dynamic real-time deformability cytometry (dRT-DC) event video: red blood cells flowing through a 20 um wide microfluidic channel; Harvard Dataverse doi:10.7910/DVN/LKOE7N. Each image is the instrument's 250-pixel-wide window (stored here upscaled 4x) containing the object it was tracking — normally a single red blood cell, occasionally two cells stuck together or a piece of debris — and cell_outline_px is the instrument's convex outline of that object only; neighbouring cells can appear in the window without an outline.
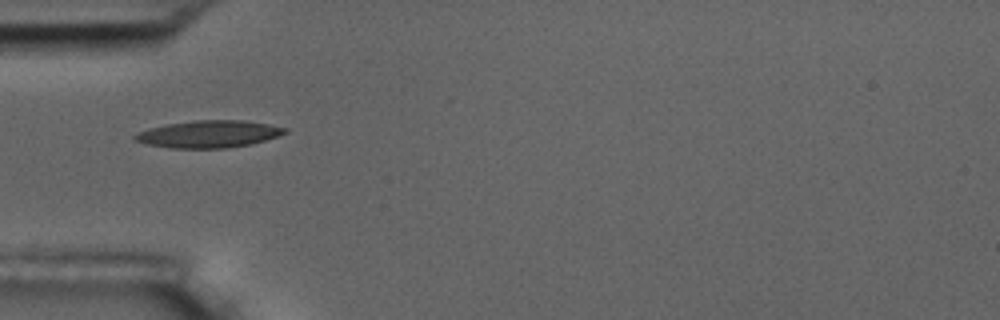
{"species": "common noctule bat (a hibernating species)", "species_latin": "Nyctalus noctula", "temperature_condition": "room temperature", "stored_images_in_passage": 9, "camera_frame_rate_fps": 3000, "um_per_image_px": 0.085, "animal": {"sex": "male", "body_mass_g": 17.5, "forearm_length_mm": 52.3}, "frame": {"image": 1, "passage_image": 1, "time_ms": 0.0, "image_size_px": [1000, 320], "cell_outline_px": [[288, 132], [252, 144], [228, 148], [172, 148], [148, 144], [136, 140], [132, 136], [136, 132], [148, 128], [168, 124], [196, 120], [244, 120], [268, 124], [288, 128]], "centroid_in_image_um": [17.75, 11.39], "position_along_channel_um": 67.3, "area_um2": 23.7}}
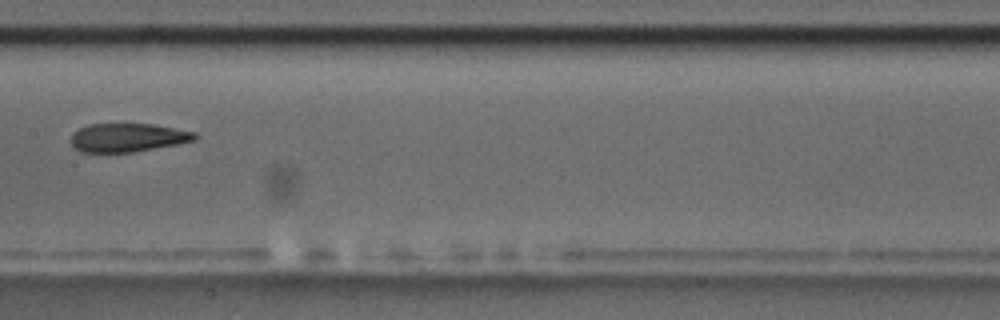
{"frame": {"image": 2, "passage_image": 4, "time_ms": 3.667, "image_size_px": [1000, 320], "cell_outline_px": [[196, 140], [180, 144], [132, 152], [80, 152], [72, 144], [72, 132], [88, 124], [152, 124], [196, 132]], "centroid_in_image_um": [10.87, 11.69], "position_along_channel_um": 196.5, "area_um2": 20.58}}
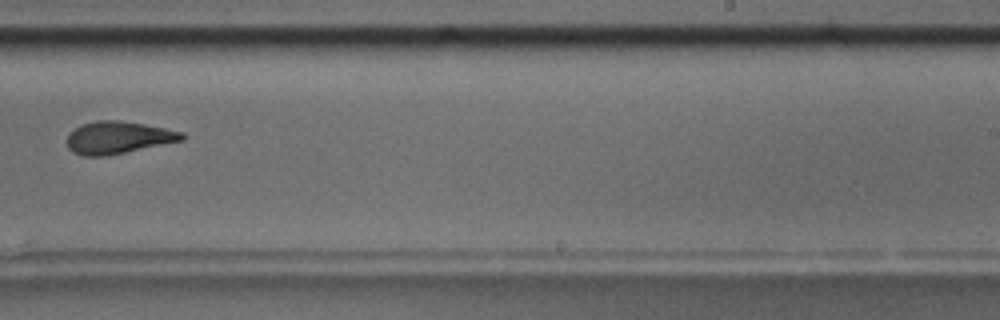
{"frame": {"image": 3, "passage_image": 6, "time_ms": 6.0, "image_size_px": [1000, 320], "cell_outline_px": [[188, 136], [184, 140], [108, 156], [84, 156], [72, 152], [68, 148], [68, 132], [80, 124], [96, 120], [120, 120], [144, 124], [184, 132]], "centroid_in_image_um": [10.05, 11.69], "position_along_channel_um": 279.0, "area_um2": 21.96}}